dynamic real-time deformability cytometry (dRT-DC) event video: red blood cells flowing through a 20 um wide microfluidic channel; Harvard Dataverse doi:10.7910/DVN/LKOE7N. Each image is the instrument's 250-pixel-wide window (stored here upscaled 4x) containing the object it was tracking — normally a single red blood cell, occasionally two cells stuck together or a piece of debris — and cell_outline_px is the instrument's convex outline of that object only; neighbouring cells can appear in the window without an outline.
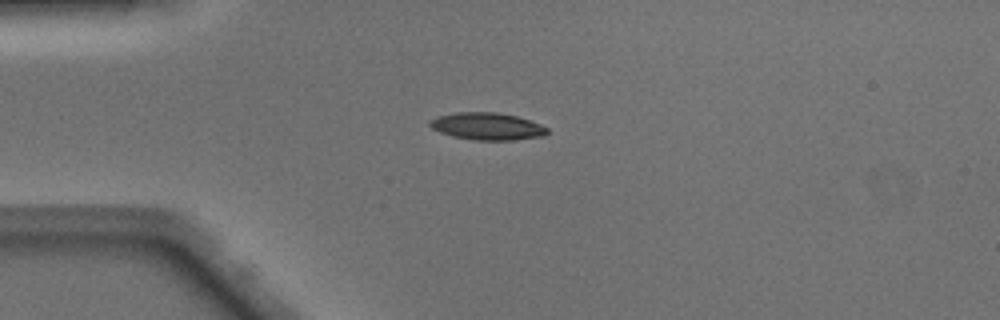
{"species": "Egyptian fruit bat (a non-hibernating species)", "species_latin": "Rousettus aegyptiacus", "temperature_condition": "warm", "stored_images_in_passage": 37, "camera_frame_rate_fps": 3000, "um_per_image_px": 0.085, "animal": {"sex": "male"}, "frame": {"image": 1, "passage_image": 1, "time_ms": 0.0, "image_size_px": [1000, 320], "cell_outline_px": [[548, 132], [544, 136], [512, 140], [476, 140], [452, 136], [440, 132], [432, 128], [428, 124], [428, 120], [436, 116], [456, 112], [496, 112], [516, 116], [540, 124], [548, 128]], "centroid_in_image_um": [41.38, 10.73], "position_along_channel_um": 43.6, "area_um2": 18.67}}
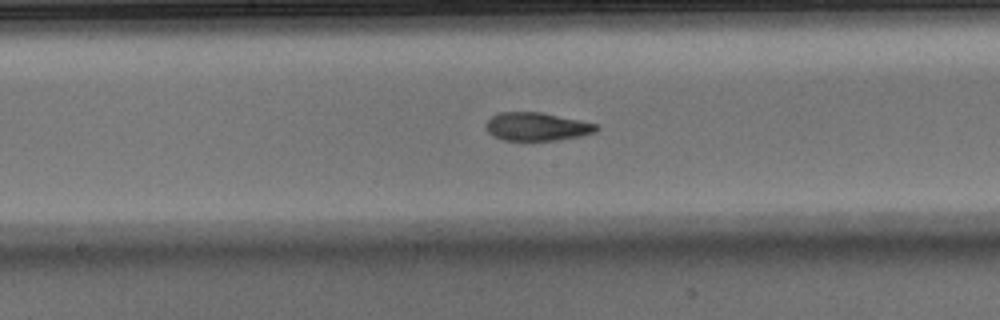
{"frame": {"image": 2, "passage_image": 14, "time_ms": 4.333, "image_size_px": [1000, 320], "cell_outline_px": [[600, 128], [596, 132], [580, 136], [556, 140], [504, 140], [492, 136], [488, 132], [484, 124], [492, 116], [500, 112], [540, 112], [580, 120], [596, 124]], "centroid_in_image_um": [45.62, 10.76], "position_along_channel_um": 202.6, "area_um2": 18.15}}
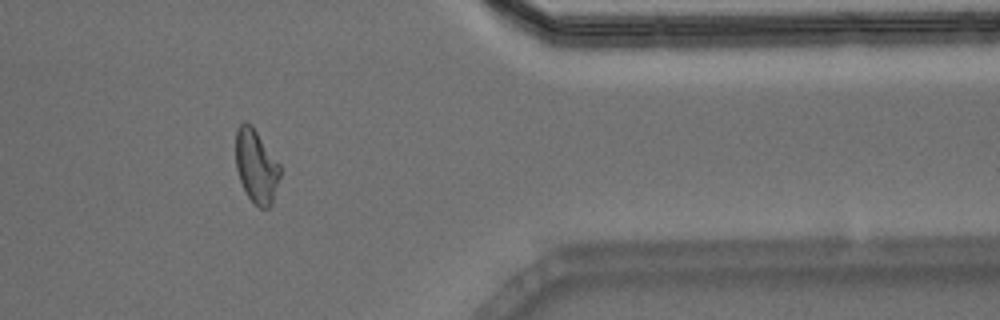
{"frame": {"image": 3, "passage_image": 29, "time_ms": 9.333, "image_size_px": [1000, 320], "cell_outline_px": [[280, 176], [272, 204], [268, 208], [260, 208], [248, 196], [240, 180], [236, 168], [236, 132], [240, 124], [244, 120], [252, 124], [280, 164]], "centroid_in_image_um": [21.79, 14.1], "position_along_channel_um": 389.6, "area_um2": 18.96}, "authors_computed_cell_mechanics": {"area_um2": 18.9584, "velocity_mm_per_s": 4.1286, "shape_relaxation_time_tau1_ms": 6.5423, "shape_relaxation_time_tau2_ms": 2.0061, "deformation_change_tau1": 0.2156, "deformation_change_tau2": 0.0938}}